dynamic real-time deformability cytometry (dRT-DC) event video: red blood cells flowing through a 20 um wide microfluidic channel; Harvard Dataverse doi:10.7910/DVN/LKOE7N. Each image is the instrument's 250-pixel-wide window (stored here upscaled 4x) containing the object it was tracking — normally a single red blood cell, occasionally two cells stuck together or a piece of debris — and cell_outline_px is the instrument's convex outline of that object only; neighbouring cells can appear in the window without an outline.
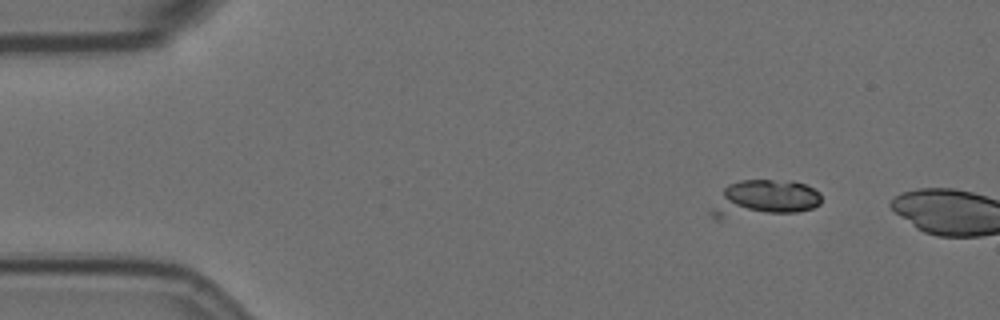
{"species": "Egyptian fruit bat (a non-hibernating species)", "species_latin": "Rousettus aegyptiacus", "temperature_condition": "room temperature", "stored_images_in_passage": 3, "camera_frame_rate_fps": 3000, "um_per_image_px": 0.085, "animal": {"sex": "female"}, "frame": {"image": 1, "passage_image": 1, "time_ms": 0.0, "image_size_px": [1000, 320], "cell_outline_px": [[820, 204], [812, 208], [796, 212], [720, 220], [716, 220], [708, 212], [724, 188], [728, 184], [740, 180], [772, 180], [804, 184], [820, 192]], "centroid_in_image_um": [64.86, 16.93], "position_along_channel_um": 20.1, "area_um2": 23.93}}